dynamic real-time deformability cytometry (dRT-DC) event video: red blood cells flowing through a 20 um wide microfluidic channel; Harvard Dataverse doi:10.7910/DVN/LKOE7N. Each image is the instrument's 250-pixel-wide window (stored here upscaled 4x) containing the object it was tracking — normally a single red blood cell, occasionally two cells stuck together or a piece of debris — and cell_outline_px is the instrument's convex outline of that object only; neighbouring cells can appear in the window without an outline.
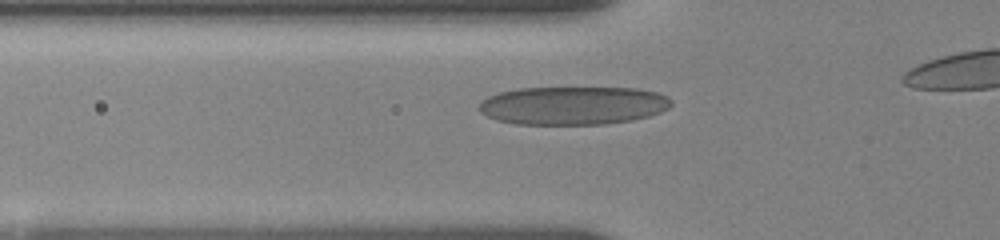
{"species": "human", "species_latin": "Homo sapiens", "temperature_condition": "room temperature", "stored_images_in_passage": 24, "camera_frame_rate_fps": 3000, "um_per_image_px": 0.085, "donor": {"sex": "female"}, "frame": {"image": 1, "passage_image": 6, "time_ms": 2.333, "image_size_px": [1000, 240], "cell_outline_px": [[672, 104], [668, 108], [660, 112], [648, 116], [632, 120], [604, 124], [516, 124], [496, 120], [480, 112], [480, 100], [488, 96], [500, 92], [520, 88], [636, 88], [656, 92], [668, 96], [672, 100]], "centroid_in_image_um": [48.71, 8.96], "position_along_channel_um": 77.1, "area_um2": 42.95}}
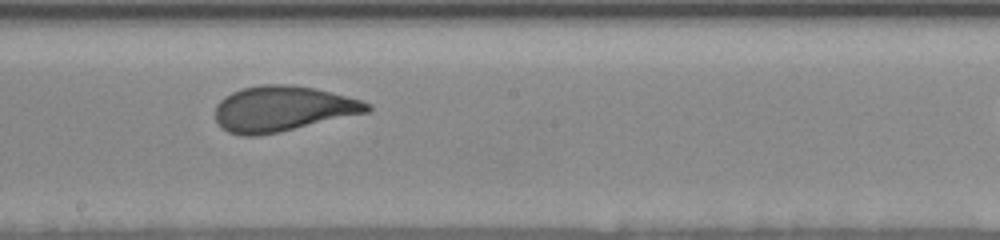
{"frame": {"image": 2, "passage_image": 14, "time_ms": 6.333, "image_size_px": [1000, 240], "cell_outline_px": [[372, 108], [368, 112], [280, 132], [256, 136], [240, 136], [228, 132], [220, 128], [216, 120], [216, 104], [224, 96], [240, 88], [260, 84], [288, 84], [316, 88], [360, 100], [372, 104]], "centroid_in_image_um": [23.98, 9.24], "position_along_channel_um": 224.2, "area_um2": 40.46}}
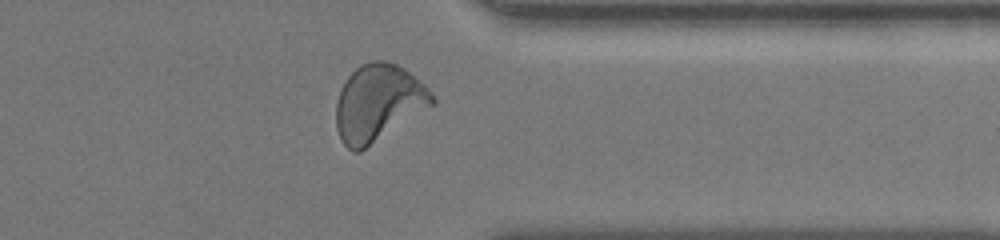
{"frame": {"image": 3, "passage_image": 23, "time_ms": 10.667, "image_size_px": [1000, 240], "cell_outline_px": [[436, 100], [432, 104], [360, 152], [352, 152], [340, 140], [336, 128], [336, 104], [340, 92], [348, 76], [360, 64], [372, 60], [384, 60], [396, 64], [404, 68], [424, 84], [428, 88]], "centroid_in_image_um": [32.11, 8.74], "position_along_channel_um": 379.3, "area_um2": 42.43}}